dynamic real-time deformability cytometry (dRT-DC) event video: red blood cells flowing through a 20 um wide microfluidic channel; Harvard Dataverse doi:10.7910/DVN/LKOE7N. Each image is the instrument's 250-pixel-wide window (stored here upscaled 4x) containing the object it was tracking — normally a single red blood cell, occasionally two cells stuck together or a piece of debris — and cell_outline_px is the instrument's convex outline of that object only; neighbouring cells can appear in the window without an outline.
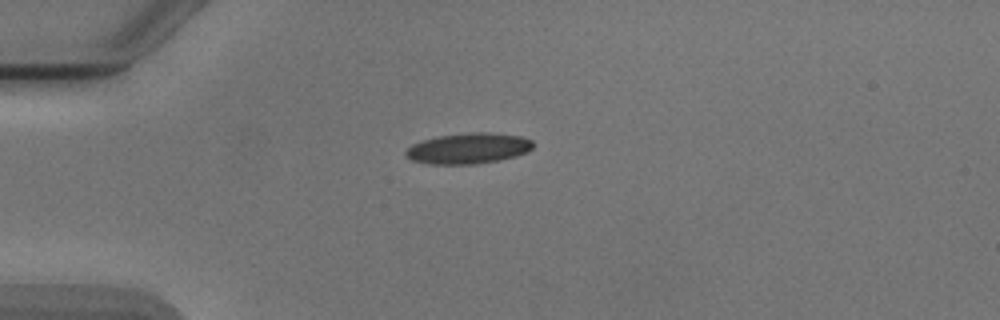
{"species": "Egyptian fruit bat (a non-hibernating species)", "species_latin": "Rousettus aegyptiacus", "temperature_condition": "cold", "stored_images_in_passage": 3, "camera_frame_rate_fps": 3000, "um_per_image_px": 0.085, "animal": {"sex": "male"}, "frame": {"image": 1, "passage_image": 1, "time_ms": 0.0, "image_size_px": [1000, 320], "cell_outline_px": [[532, 148], [528, 152], [516, 156], [496, 160], [472, 164], [428, 164], [412, 160], [404, 156], [404, 152], [412, 144], [424, 140], [440, 136], [472, 132], [488, 132], [520, 136], [532, 140]], "centroid_in_image_um": [39.79, 12.61], "position_along_channel_um": 45.2, "area_um2": 22.6}}
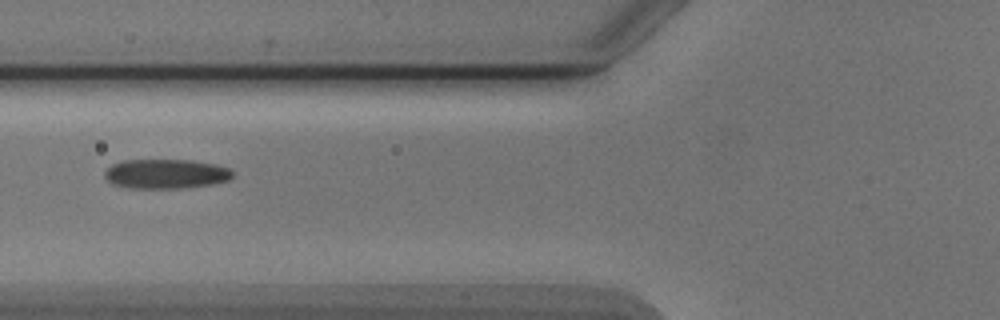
{"frame": {"image": 2, "passage_image": 3, "time_ms": 2.333, "image_size_px": [1000, 320], "cell_outline_px": [[236, 172], [228, 180], [212, 184], [180, 188], [128, 188], [112, 184], [104, 176], [104, 172], [112, 164], [124, 160], [192, 160], [216, 164], [232, 168]], "centroid_in_image_um": [14.13, 14.77], "position_along_channel_um": 111.7, "area_um2": 22.2}}